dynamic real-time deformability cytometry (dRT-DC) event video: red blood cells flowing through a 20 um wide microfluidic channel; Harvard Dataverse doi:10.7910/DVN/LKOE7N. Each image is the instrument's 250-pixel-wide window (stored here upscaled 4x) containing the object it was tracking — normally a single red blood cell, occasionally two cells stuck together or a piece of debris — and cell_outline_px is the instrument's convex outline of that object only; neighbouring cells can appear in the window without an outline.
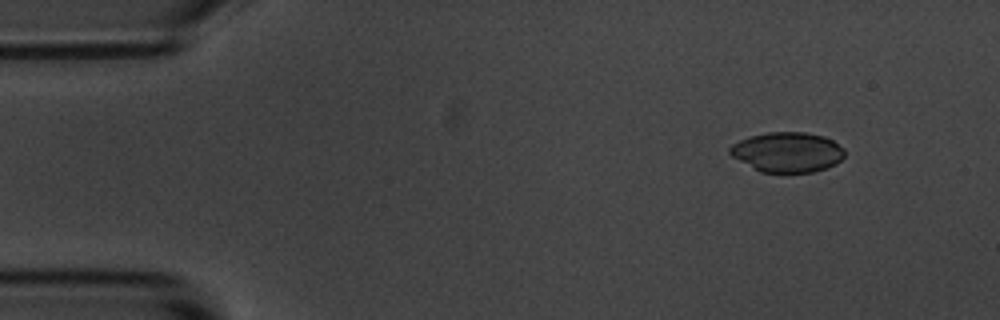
{"species": "common noctule bat (a hibernating species)", "species_latin": "Nyctalus noctula", "temperature_condition": "room temperature", "stored_images_in_passage": 4, "camera_frame_rate_fps": 3000, "um_per_image_px": 0.085, "animal": {"sex": "male", "body_mass_g": 20.1, "forearm_length_mm": 53.5}, "frame": {"image": 1, "passage_image": 1, "time_ms": 0.0, "image_size_px": [1000, 320], "cell_outline_px": [[844, 156], [836, 164], [828, 168], [812, 172], [760, 172], [732, 156], [728, 152], [728, 148], [732, 144], [748, 136], [768, 132], [804, 132], [824, 136], [832, 140], [844, 148]], "centroid_in_image_um": [66.92, 12.92], "position_along_channel_um": 18.1, "area_um2": 26.82}}
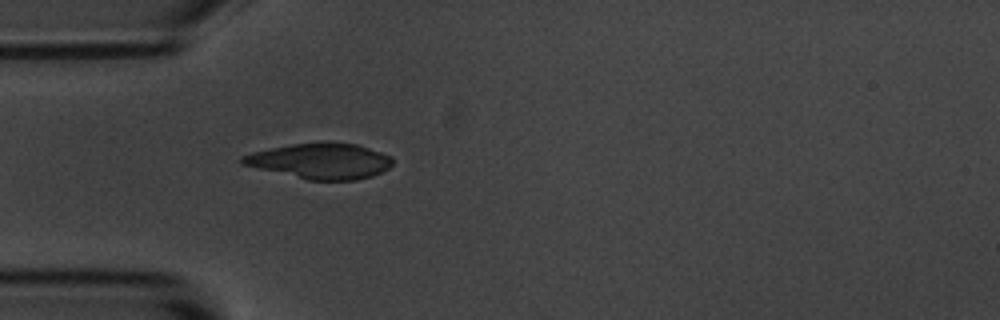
{"frame": {"image": 2, "passage_image": 4, "time_ms": 3.333, "image_size_px": [1000, 320], "cell_outline_px": [[392, 164], [388, 168], [372, 176], [356, 180], [308, 180], [240, 164], [240, 156], [252, 152], [292, 144], [356, 144], [392, 156]], "centroid_in_image_um": [27.22, 13.71], "position_along_channel_um": 57.8, "area_um2": 30.46}}